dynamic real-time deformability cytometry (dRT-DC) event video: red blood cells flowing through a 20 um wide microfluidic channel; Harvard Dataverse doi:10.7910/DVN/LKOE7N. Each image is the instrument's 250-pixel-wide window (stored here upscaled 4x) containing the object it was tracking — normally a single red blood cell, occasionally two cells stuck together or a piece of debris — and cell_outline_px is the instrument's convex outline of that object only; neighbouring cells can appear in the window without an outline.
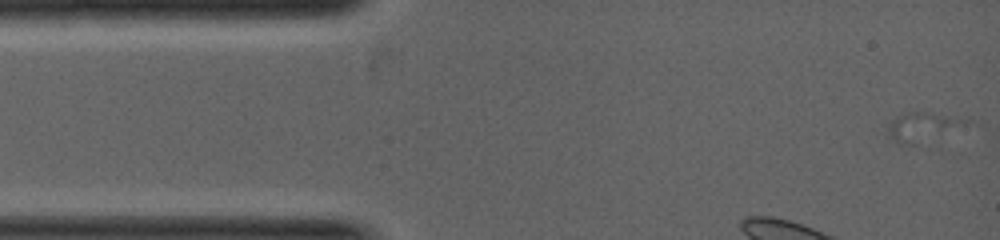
{"species": "common noctule bat (a hibernating species)", "species_latin": "Nyctalus noctula", "temperature_condition": "warm", "stored_images_in_passage": 41, "segment_of_instrument_passage": [1, 2], "camera_frame_rate_fps": 5000, "um_per_image_px": 0.085, "animal": {"sex": "female", "body_mass_g": 19.0, "forearm_length_mm": 53.3}, "frame": {"image": 1, "passage_image": 1, "time_ms": 0.0, "image_size_px": [1000, 240], "cell_outline_px": [[952, 120], [948, 124], [916, 144], [900, 144], [888, 136], [888, 124], [892, 120], [908, 112], [928, 112]], "centroid_in_image_um": [77.8, 10.79], "position_along_channel_um": 7.2, "area_um2": 10.06}}